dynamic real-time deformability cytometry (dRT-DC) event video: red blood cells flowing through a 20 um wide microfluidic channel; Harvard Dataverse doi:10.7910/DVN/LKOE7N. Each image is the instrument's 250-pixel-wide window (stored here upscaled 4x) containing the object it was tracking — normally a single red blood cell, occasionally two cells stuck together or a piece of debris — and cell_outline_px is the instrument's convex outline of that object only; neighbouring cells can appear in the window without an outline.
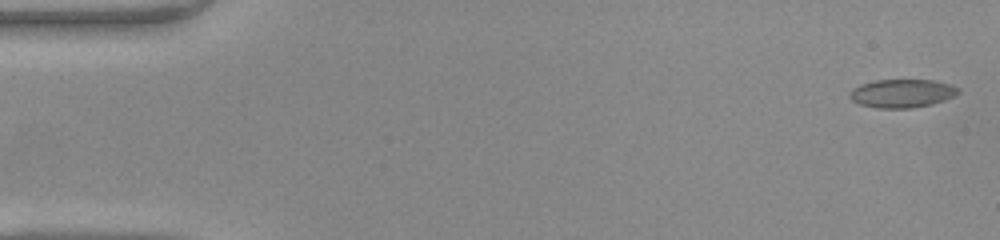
{"species": "common noctule bat (a hibernating species)", "species_latin": "Nyctalus noctula", "temperature_condition": "warm", "stored_images_in_passage": 40, "camera_frame_rate_fps": 3000, "um_per_image_px": 0.085, "animal": {"sex": "female", "body_mass_g": 22.0, "forearm_length_mm": 56.7}, "frame": {"image": 1, "passage_image": 1, "time_ms": 0.0, "image_size_px": [1000, 240], "cell_outline_px": [[960, 92], [956, 96], [932, 104], [912, 108], [876, 108], [860, 104], [852, 100], [848, 96], [852, 88], [860, 84], [876, 80], [932, 80], [948, 84], [960, 88]], "centroid_in_image_um": [76.67, 7.94], "position_along_channel_um": 8.3, "area_um2": 18.03}}
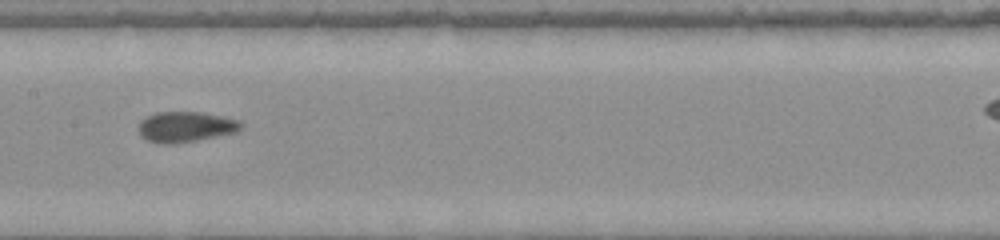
{"frame": {"image": 2, "passage_image": 24, "time_ms": 7.667, "image_size_px": [1000, 240], "cell_outline_px": [[244, 124], [236, 132], [196, 140], [172, 144], [160, 144], [144, 140], [140, 136], [140, 120], [156, 112], [200, 112], [240, 120]], "centroid_in_image_um": [15.75, 10.79], "position_along_channel_um": 191.6, "area_um2": 18.15}}
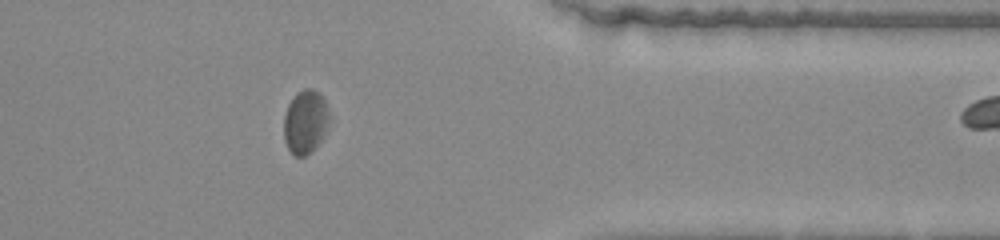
{"frame": {"image": 3, "passage_image": 39, "time_ms": 12.667, "image_size_px": [1000, 240], "cell_outline_px": [[332, 120], [320, 140], [304, 156], [296, 156], [288, 148], [284, 140], [284, 116], [288, 104], [296, 92], [304, 88], [312, 88], [320, 92], [328, 104]], "centroid_in_image_um": [25.99, 10.27], "position_along_channel_um": 385.4, "area_um2": 17.11}}